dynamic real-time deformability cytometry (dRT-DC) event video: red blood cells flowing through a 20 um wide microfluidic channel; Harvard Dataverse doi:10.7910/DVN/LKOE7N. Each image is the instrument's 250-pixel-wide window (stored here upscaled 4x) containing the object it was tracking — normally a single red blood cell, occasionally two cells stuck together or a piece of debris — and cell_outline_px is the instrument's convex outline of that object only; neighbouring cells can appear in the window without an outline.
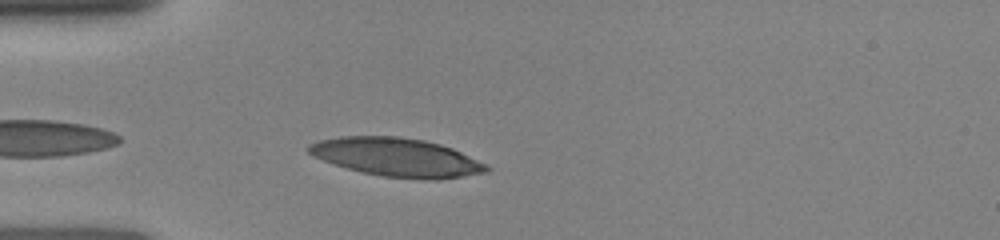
{"species": "human", "species_latin": "Homo sapiens", "temperature_condition": "room temperature", "stored_images_in_passage": 26, "camera_frame_rate_fps": 3000, "um_per_image_px": 0.085, "donor": {"sex": "female"}, "frame": {"image": 1, "passage_image": 6, "time_ms": 3.0, "image_size_px": [1000, 240], "cell_outline_px": [[492, 168], [488, 172], [436, 180], [432, 180], [380, 176], [360, 172], [332, 164], [312, 156], [304, 148], [308, 144], [320, 140], [340, 136], [400, 136], [424, 140], [440, 144], [452, 148], [488, 164]], "centroid_in_image_um": [33.7, 13.37], "position_along_channel_um": 51.3, "area_um2": 40.34}}
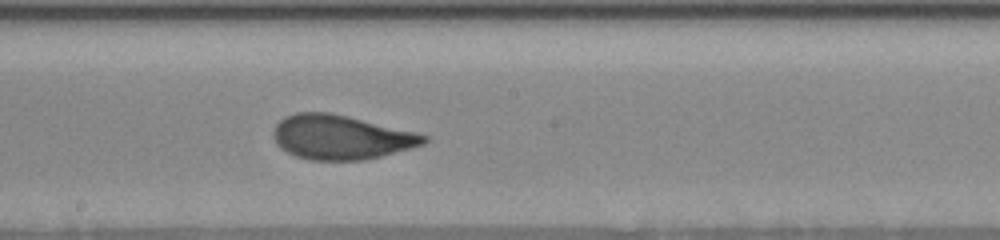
{"frame": {"image": 2, "passage_image": 14, "time_ms": 7.333, "image_size_px": [1000, 240], "cell_outline_px": [[428, 140], [424, 144], [380, 156], [364, 160], [308, 160], [296, 156], [280, 148], [276, 144], [272, 136], [272, 132], [276, 124], [284, 116], [296, 112], [328, 112], [412, 132], [428, 136]], "centroid_in_image_um": [28.89, 11.67], "position_along_channel_um": 219.3, "area_um2": 38.38}}
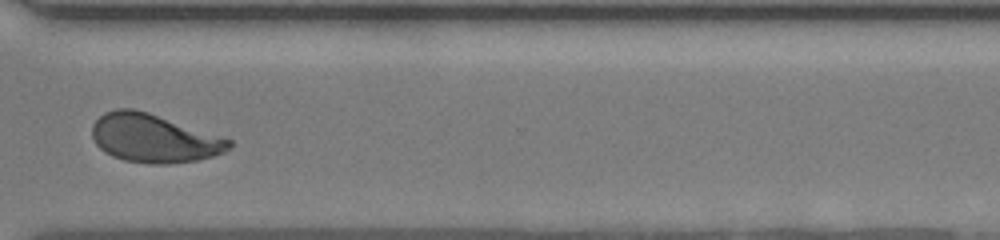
{"frame": {"image": 3, "passage_image": 21, "time_ms": 10.667, "image_size_px": [1000, 240], "cell_outline_px": [[232, 144], [224, 152], [200, 160], [168, 164], [152, 164], [124, 160], [112, 156], [104, 152], [96, 144], [92, 136], [92, 124], [104, 112], [116, 108], [132, 108], [148, 112], [232, 140]], "centroid_in_image_um": [13.04, 11.75], "position_along_channel_um": 357.6, "area_um2": 38.55}}